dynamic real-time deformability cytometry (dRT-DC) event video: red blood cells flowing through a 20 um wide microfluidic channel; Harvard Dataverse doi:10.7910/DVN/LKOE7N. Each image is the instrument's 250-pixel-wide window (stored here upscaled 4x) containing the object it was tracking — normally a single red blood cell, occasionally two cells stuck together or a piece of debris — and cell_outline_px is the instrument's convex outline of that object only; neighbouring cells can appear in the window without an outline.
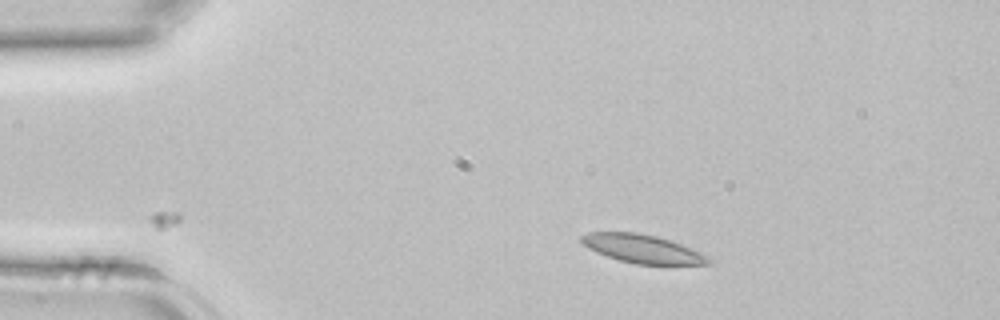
{"species": "common noctule bat (a hibernating species)", "species_latin": "Nyctalus noctula", "temperature_condition": "room temperature", "stored_images_in_passage": 36, "camera_frame_rate_fps": 3000, "um_per_image_px": 0.085, "animal": {"sex": "female", "body_mass_g": 22.7, "forearm_length_mm": 54.2}, "frame": {"image": 1, "passage_image": 1, "time_ms": 0.0, "image_size_px": [1000, 320], "cell_outline_px": [[712, 264], [636, 264], [620, 260], [596, 252], [588, 248], [580, 240], [580, 236], [588, 232], [636, 232], [656, 236], [692, 248], [712, 256]], "centroid_in_image_um": [54.65, 21.15], "position_along_channel_um": 30.3, "area_um2": 21.04}}
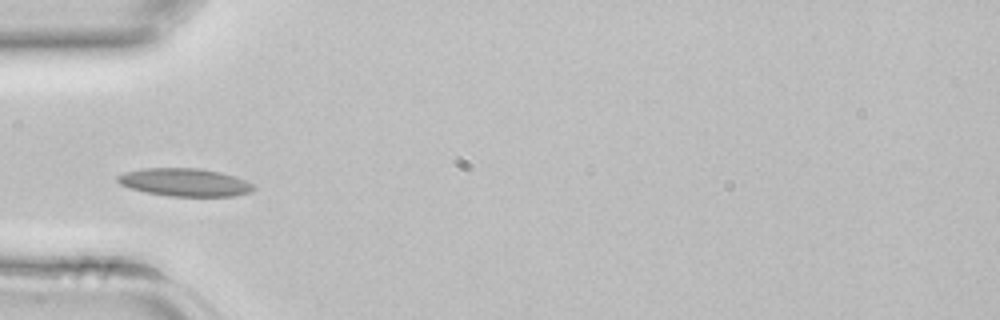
{"frame": {"image": 2, "passage_image": 7, "time_ms": 2.0, "image_size_px": [1000, 320], "cell_outline_px": [[256, 188], [252, 192], [232, 196], [168, 196], [148, 192], [132, 188], [120, 184], [116, 180], [116, 176], [124, 172], [144, 168], [200, 168], [220, 172], [244, 180], [252, 184]], "centroid_in_image_um": [15.7, 15.49], "position_along_channel_um": 69.3, "area_um2": 21.96}}
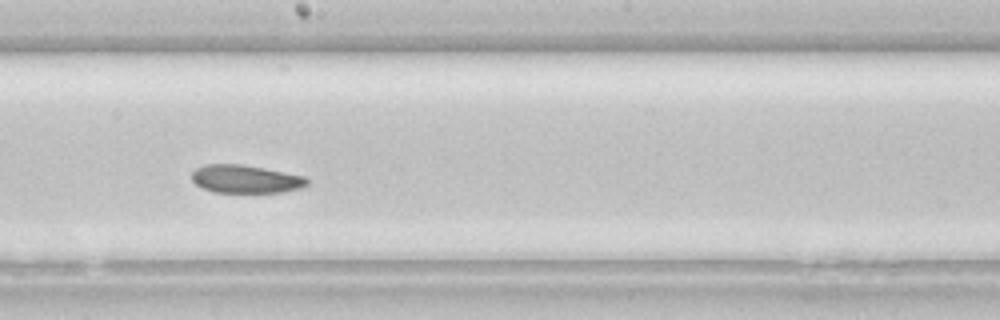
{"frame": {"image": 3, "passage_image": 17, "time_ms": 5.333, "image_size_px": [1000, 320], "cell_outline_px": [[308, 184], [300, 188], [284, 192], [212, 192], [196, 184], [192, 180], [192, 172], [196, 168], [204, 164], [240, 164], [264, 168], [304, 176], [308, 180]], "centroid_in_image_um": [20.86, 15.21], "position_along_channel_um": 227.3, "area_um2": 18.79}}